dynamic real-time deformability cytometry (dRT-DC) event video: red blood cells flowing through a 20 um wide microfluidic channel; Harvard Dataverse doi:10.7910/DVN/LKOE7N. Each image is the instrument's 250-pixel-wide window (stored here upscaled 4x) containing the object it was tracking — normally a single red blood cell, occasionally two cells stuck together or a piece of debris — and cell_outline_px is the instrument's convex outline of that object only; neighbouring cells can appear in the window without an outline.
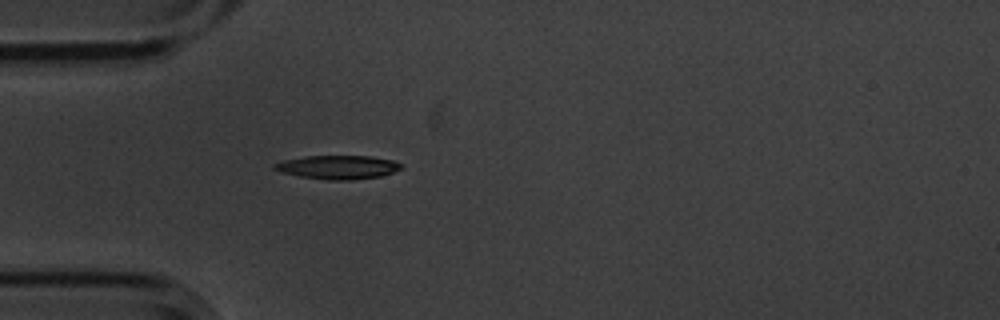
{"species": "common noctule bat (a hibernating species)", "species_latin": "Nyctalus noctula", "temperature_condition": "cold", "stored_images_in_passage": 1, "camera_frame_rate_fps": 3000, "um_per_image_px": 0.085, "animal": {"sex": "male", "body_mass_g": 20.1, "forearm_length_mm": 53.5}, "frame": {"image": 1, "passage_image": 1, "time_ms": 0.0, "image_size_px": [1000, 320], "cell_outline_px": [[404, 168], [380, 176], [348, 180], [328, 180], [300, 176], [284, 172], [272, 168], [272, 164], [284, 160], [308, 156], [372, 156], [392, 160], [404, 164]], "centroid_in_image_um": [28.76, 14.2], "position_along_channel_um": 56.2, "area_um2": 17.4}}